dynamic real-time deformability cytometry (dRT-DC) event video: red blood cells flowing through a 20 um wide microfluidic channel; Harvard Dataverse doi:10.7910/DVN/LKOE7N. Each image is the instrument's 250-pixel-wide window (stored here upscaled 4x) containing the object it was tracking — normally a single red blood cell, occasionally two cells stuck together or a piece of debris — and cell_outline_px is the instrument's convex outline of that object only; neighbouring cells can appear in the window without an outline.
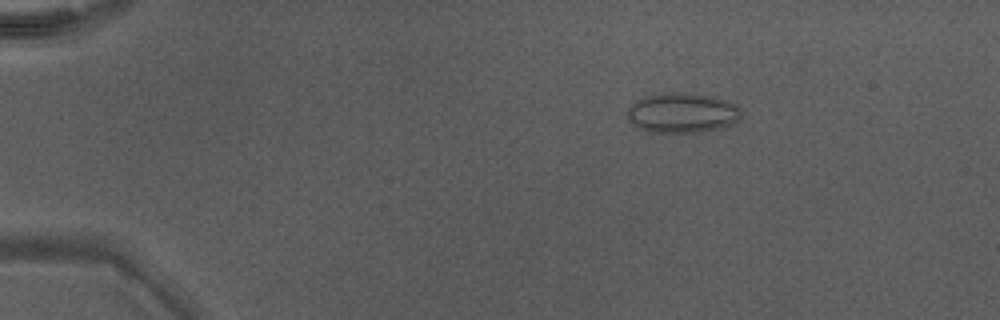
{"species": "Egyptian fruit bat (a non-hibernating species)", "species_latin": "Rousettus aegyptiacus", "temperature_condition": "warm", "stored_images_in_passage": 21, "camera_frame_rate_fps": 3000, "um_per_image_px": 0.085, "animal": {"sex": "male"}, "frame": {"image": 1, "passage_image": 9, "time_ms": 2.667, "image_size_px": [1000, 320], "cell_outline_px": [[740, 116], [732, 124], [720, 128], [700, 132], [648, 132], [636, 128], [628, 120], [628, 108], [636, 100], [644, 96], [664, 92], [696, 92], [728, 100], [736, 104], [740, 108]], "centroid_in_image_um": [57.97, 9.57], "position_along_channel_um": 27.0, "area_um2": 26.99}}
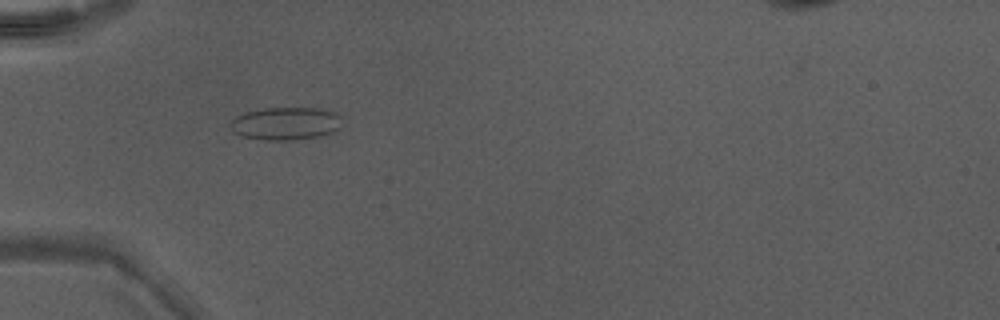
{"frame": {"image": 2, "passage_image": 17, "time_ms": 5.333, "image_size_px": [1000, 320], "cell_outline_px": [[340, 128], [332, 132], [320, 136], [288, 140], [264, 140], [244, 136], [232, 132], [228, 124], [236, 116], [244, 112], [264, 108], [320, 108], [332, 112], [340, 116]], "centroid_in_image_um": [24.24, 10.49], "position_along_channel_um": 60.8, "area_um2": 21.33}}